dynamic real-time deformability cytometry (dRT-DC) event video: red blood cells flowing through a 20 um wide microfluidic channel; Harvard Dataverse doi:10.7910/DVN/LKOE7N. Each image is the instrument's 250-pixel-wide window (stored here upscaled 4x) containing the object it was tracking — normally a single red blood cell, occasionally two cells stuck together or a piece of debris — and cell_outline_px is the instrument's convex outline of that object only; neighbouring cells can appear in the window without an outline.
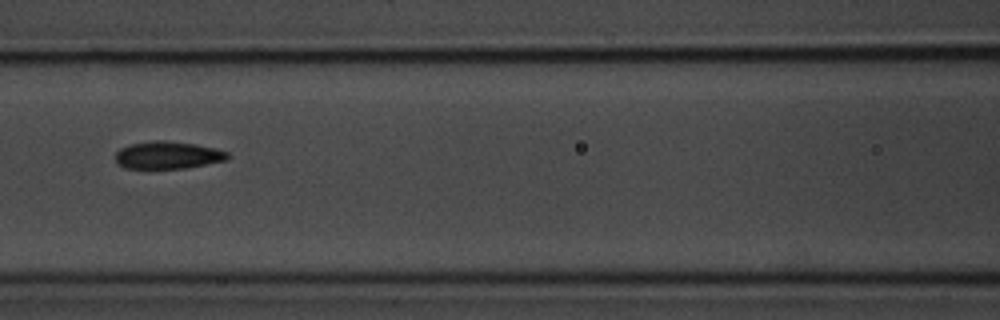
{"species": "common noctule bat (a hibernating species)", "species_latin": "Nyctalus noctula", "temperature_condition": "room temperature", "stored_images_in_passage": 9, "camera_frame_rate_fps": 3000, "um_per_image_px": 0.085, "animal": {"sex": "male", "body_mass_g": 20.1, "forearm_length_mm": 53.5}, "frame": {"image": 1, "passage_image": 7, "time_ms": 7.0, "image_size_px": [1000, 320], "cell_outline_px": [[232, 156], [228, 160], [188, 168], [124, 168], [116, 164], [116, 152], [120, 148], [128, 144], [156, 140], [164, 140], [196, 144], [216, 148], [228, 152]], "centroid_in_image_um": [14.29, 13.18], "position_along_channel_um": 152.3, "area_um2": 18.26}}
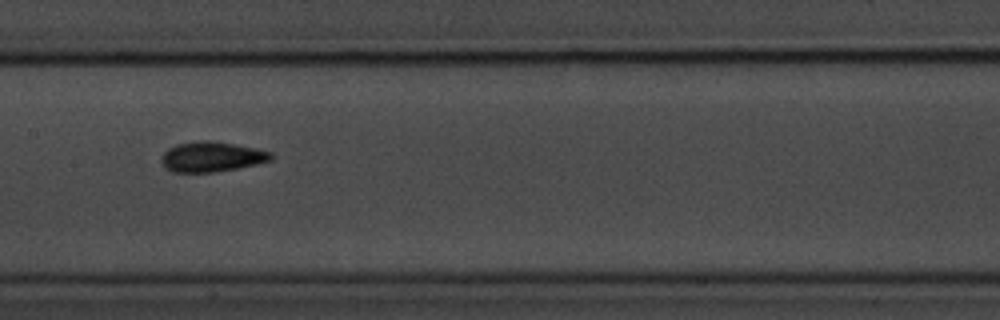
{"frame": {"image": 2, "passage_image": 8, "time_ms": 8.0, "image_size_px": [1000, 320], "cell_outline_px": [[276, 156], [272, 160], [256, 164], [236, 168], [212, 172], [172, 172], [164, 168], [160, 160], [164, 152], [168, 148], [176, 144], [200, 140], [208, 140], [256, 148], [272, 152]], "centroid_in_image_um": [17.98, 13.32], "position_along_channel_um": 189.4, "area_um2": 19.31}}
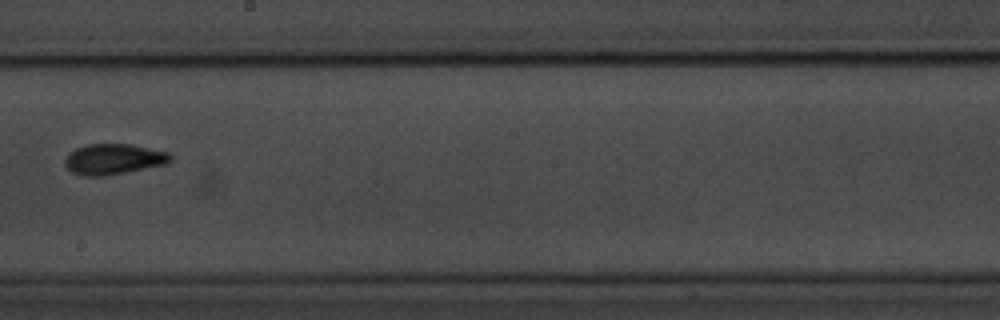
{"frame": {"image": 3, "passage_image": 9, "time_ms": 9.333, "image_size_px": [1000, 320], "cell_outline_px": [[172, 160], [168, 164], [104, 176], [80, 176], [72, 172], [64, 164], [64, 160], [76, 148], [88, 144], [132, 144], [168, 152], [172, 156]], "centroid_in_image_um": [9.68, 13.53], "position_along_channel_um": 238.5, "area_um2": 18.84}}